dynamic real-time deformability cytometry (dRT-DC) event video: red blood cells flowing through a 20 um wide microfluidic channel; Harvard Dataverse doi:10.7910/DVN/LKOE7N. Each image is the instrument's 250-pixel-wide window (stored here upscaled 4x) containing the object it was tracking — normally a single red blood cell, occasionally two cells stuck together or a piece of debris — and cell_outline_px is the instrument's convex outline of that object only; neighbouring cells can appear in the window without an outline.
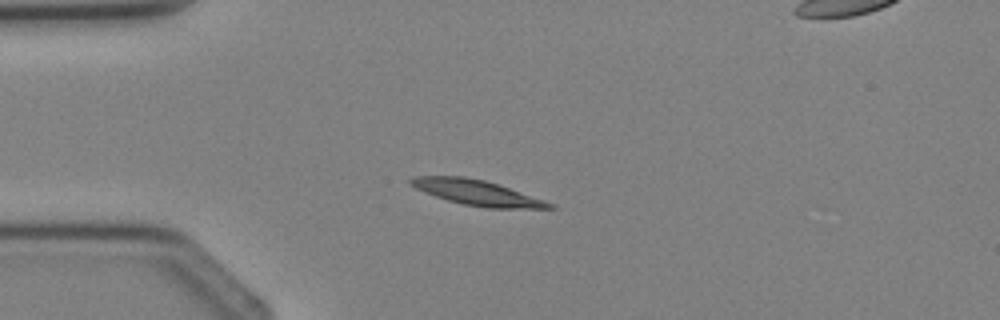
{"species": "Egyptian fruit bat (a non-hibernating species)", "species_latin": "Rousettus aegyptiacus", "temperature_condition": "cold", "stored_images_in_passage": 3, "segment_of_instrument_passage": [1, 2], "camera_frame_rate_fps": 3000, "um_per_image_px": 0.085, "animal": {"sex": "female"}, "frame": {"image": 1, "passage_image": 2, "time_ms": 2.0, "image_size_px": [1000, 320], "cell_outline_px": [[556, 208], [488, 208], [464, 204], [448, 200], [424, 192], [408, 184], [408, 180], [412, 176], [464, 176], [484, 180], [556, 204]], "centroid_in_image_um": [40.5, 16.37], "position_along_channel_um": 44.5, "area_um2": 20.11}}